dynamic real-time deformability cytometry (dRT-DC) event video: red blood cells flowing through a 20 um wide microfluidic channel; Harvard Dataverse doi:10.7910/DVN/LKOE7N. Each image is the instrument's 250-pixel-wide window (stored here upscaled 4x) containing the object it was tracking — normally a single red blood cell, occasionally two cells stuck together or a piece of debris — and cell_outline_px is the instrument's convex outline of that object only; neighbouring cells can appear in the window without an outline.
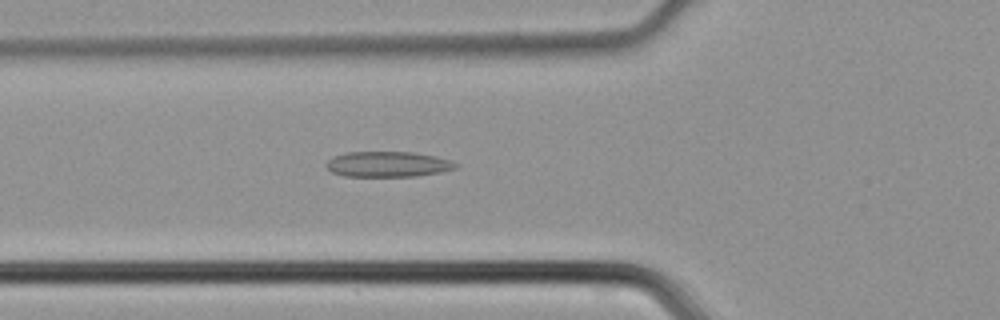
{"species": "common noctule bat (a hibernating species)", "species_latin": "Nyctalus noctula", "temperature_condition": "cold", "stored_images_in_passage": 45, "camera_frame_rate_fps": 3000, "um_per_image_px": 0.085, "animal": {"sex": "male", "body_mass_g": 21.5, "forearm_length_mm": 52.0}, "frame": {"image": 1, "passage_image": 16, "time_ms": 5.0, "image_size_px": [1000, 320], "cell_outline_px": [[460, 164], [456, 168], [440, 172], [416, 176], [344, 176], [332, 172], [324, 164], [332, 156], [348, 152], [412, 152], [436, 156]], "centroid_in_image_um": [32.95, 13.95], "position_along_channel_um": 92.8, "area_um2": 19.19}}
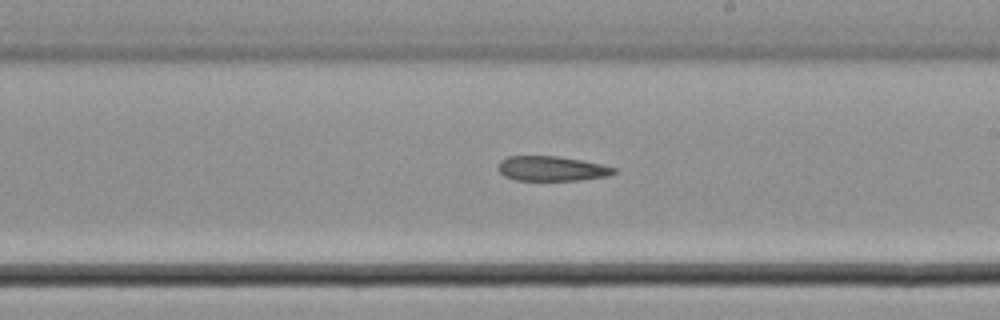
{"frame": {"image": 2, "passage_image": 26, "time_ms": 8.333, "image_size_px": [1000, 320], "cell_outline_px": [[616, 172], [608, 176], [580, 180], [516, 180], [504, 176], [496, 168], [500, 160], [508, 156], [556, 156], [580, 160], [600, 164], [616, 168]], "centroid_in_image_um": [46.86, 14.33], "position_along_channel_um": 242.1, "area_um2": 16.7}}
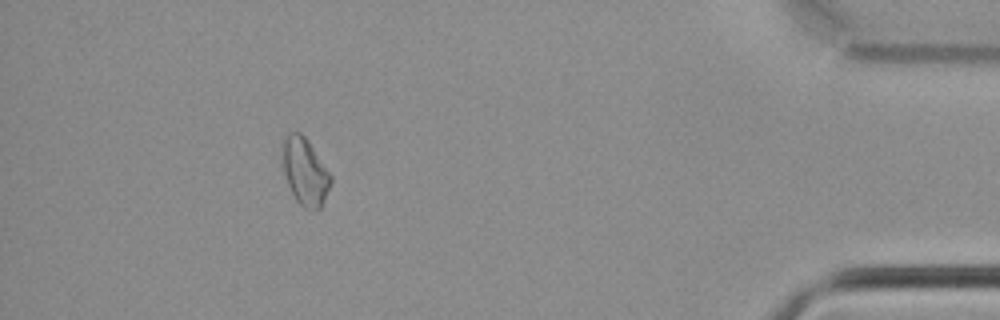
{"frame": {"image": 3, "passage_image": 41, "time_ms": 13.333, "image_size_px": [1000, 320], "cell_outline_px": [[332, 180], [320, 208], [304, 208], [296, 200], [288, 184], [284, 172], [280, 156], [284, 136], [288, 132], [300, 132], [308, 140], [332, 176]], "centroid_in_image_um": [25.89, 14.52], "position_along_channel_um": 409.3, "area_um2": 18.84}}